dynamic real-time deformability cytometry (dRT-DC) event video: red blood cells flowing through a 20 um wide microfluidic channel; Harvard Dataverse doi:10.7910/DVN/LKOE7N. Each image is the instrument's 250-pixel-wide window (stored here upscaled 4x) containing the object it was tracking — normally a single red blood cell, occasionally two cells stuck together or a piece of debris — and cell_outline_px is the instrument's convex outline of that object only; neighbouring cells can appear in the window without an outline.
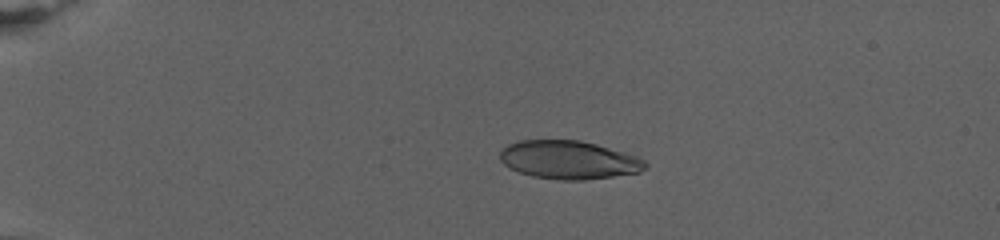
{"species": "human", "species_latin": "Homo sapiens", "temperature_condition": "warm", "stored_images_in_passage": 31, "camera_frame_rate_fps": 3000, "um_per_image_px": 0.085, "donor": {"sex": "female"}, "frame": {"image": 1, "passage_image": 1, "time_ms": 0.0, "image_size_px": [1000, 240], "cell_outline_px": [[648, 164], [640, 172], [584, 180], [560, 180], [532, 176], [520, 172], [504, 164], [500, 160], [500, 152], [508, 144], [520, 140], [580, 140], [596, 144], [636, 156], [644, 160]], "centroid_in_image_um": [48.34, 13.59], "position_along_channel_um": 36.7, "area_um2": 32.19}}
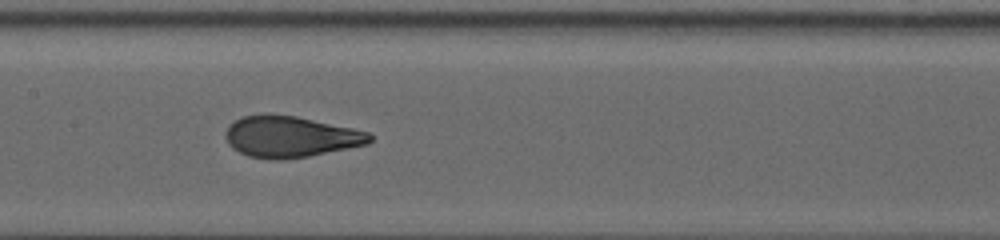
{"frame": {"image": 2, "passage_image": 13, "time_ms": 8.0, "image_size_px": [1000, 240], "cell_outline_px": [[372, 140], [368, 144], [308, 156], [284, 160], [276, 160], [248, 156], [232, 148], [228, 144], [224, 136], [224, 132], [228, 124], [244, 116], [296, 116], [352, 128], [368, 132], [372, 136]], "centroid_in_image_um": [24.67, 11.65], "position_along_channel_um": 182.7, "area_um2": 34.16}}
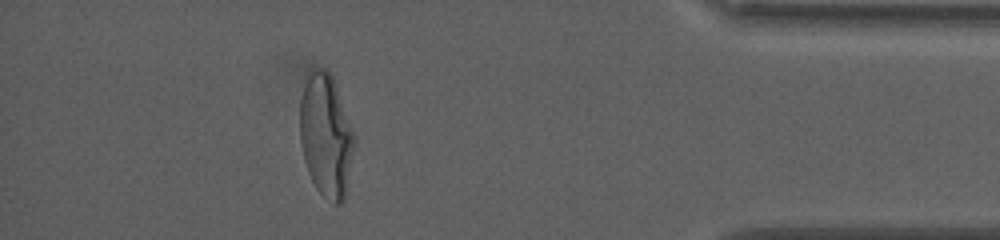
{"frame": {"image": 3, "passage_image": 27, "time_ms": 17.667, "image_size_px": [1000, 240], "cell_outline_px": [[356, 140], [344, 200], [340, 204], [332, 204], [316, 188], [308, 172], [304, 160], [300, 140], [300, 100], [304, 88], [312, 72], [320, 68], [328, 72], [332, 76], [356, 136]], "centroid_in_image_um": [27.73, 11.59], "position_along_channel_um": 407.5, "area_um2": 38.61}, "authors_computed_cell_mechanics": {"area_um2": 34.5066, "velocity_mm_per_s": 2.6993, "shape_relaxation_time_tau1_ms": 8.769, "shape_relaxation_time_tau2_ms": null, "deformation_change_tau1": 0.2748, "deformation_change_tau2": null}}